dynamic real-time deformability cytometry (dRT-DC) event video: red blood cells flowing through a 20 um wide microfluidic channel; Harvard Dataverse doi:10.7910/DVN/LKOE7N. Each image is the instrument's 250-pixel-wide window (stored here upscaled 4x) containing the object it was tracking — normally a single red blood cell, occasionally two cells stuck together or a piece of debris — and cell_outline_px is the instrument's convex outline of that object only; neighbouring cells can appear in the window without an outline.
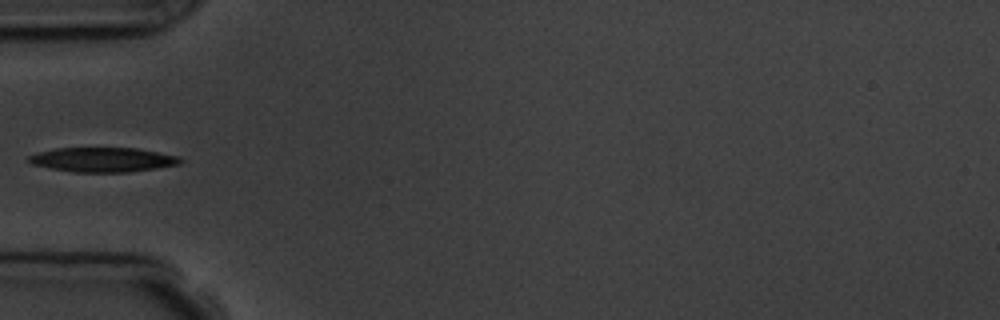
{"species": "common noctule bat (a hibernating species)", "species_latin": "Nyctalus noctula", "temperature_condition": "room temperature", "stored_images_in_passage": 6, "camera_frame_rate_fps": 3000, "um_per_image_px": 0.085, "animal": {"sex": "male", "body_mass_g": 19.5, "forearm_length_mm": 54.6}, "frame": {"image": 1, "passage_image": 6, "time_ms": 5.667, "image_size_px": [1000, 320], "cell_outline_px": [[184, 160], [180, 164], [156, 168], [128, 172], [72, 172], [32, 164], [24, 160], [28, 156], [40, 152], [56, 148], [136, 148], [180, 156]], "centroid_in_image_um": [8.75, 13.57], "position_along_channel_um": 76.3, "area_um2": 21.68}}